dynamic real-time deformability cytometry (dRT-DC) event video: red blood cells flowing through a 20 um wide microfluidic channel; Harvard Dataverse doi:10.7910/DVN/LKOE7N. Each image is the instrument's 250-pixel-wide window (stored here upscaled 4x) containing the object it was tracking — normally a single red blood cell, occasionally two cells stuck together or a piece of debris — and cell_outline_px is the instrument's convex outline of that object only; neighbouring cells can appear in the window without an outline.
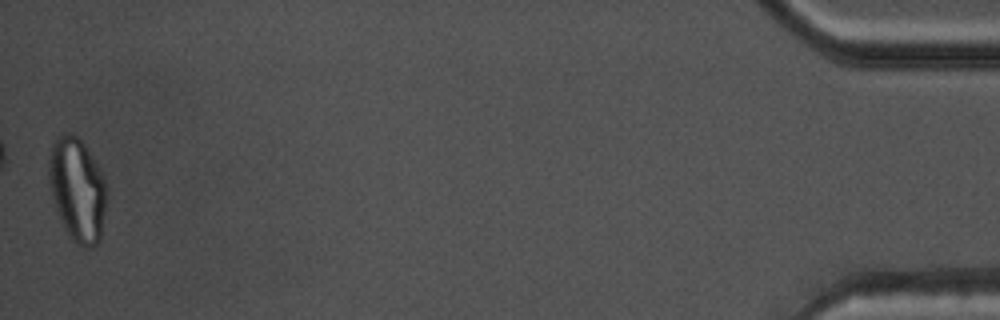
{"species": "common noctule bat (a hibernating species)", "species_latin": "Nyctalus noctula", "temperature_condition": "warm", "stored_images_in_passage": 53, "camera_frame_rate_fps": 3000, "um_per_image_px": 0.085, "animal": {"sex": "male", "body_mass_g": 17.5, "forearm_length_mm": 52.3}, "frame": {"image": 1, "passage_image": 53, "time_ms": 17.333, "image_size_px": [1000, 320], "cell_outline_px": [[108, 196], [100, 240], [92, 248], [84, 248], [72, 240], [68, 236], [60, 220], [56, 208], [48, 176], [48, 160], [52, 144], [56, 136], [64, 132], [72, 132], [84, 144], [96, 164], [104, 180]], "centroid_in_image_um": [6.57, 16.13], "position_along_channel_um": 428.6, "area_um2": 35.03}, "authors_computed_cell_mechanics": {"area_um2": 27.455, "velocity_mm_per_s": 3.7917, "shape_relaxation_time_tau1_ms": null, "shape_relaxation_time_tau2_ms": 1.752, "deformation_change_tau1": null, "deformation_change_tau2": 0.0861}}